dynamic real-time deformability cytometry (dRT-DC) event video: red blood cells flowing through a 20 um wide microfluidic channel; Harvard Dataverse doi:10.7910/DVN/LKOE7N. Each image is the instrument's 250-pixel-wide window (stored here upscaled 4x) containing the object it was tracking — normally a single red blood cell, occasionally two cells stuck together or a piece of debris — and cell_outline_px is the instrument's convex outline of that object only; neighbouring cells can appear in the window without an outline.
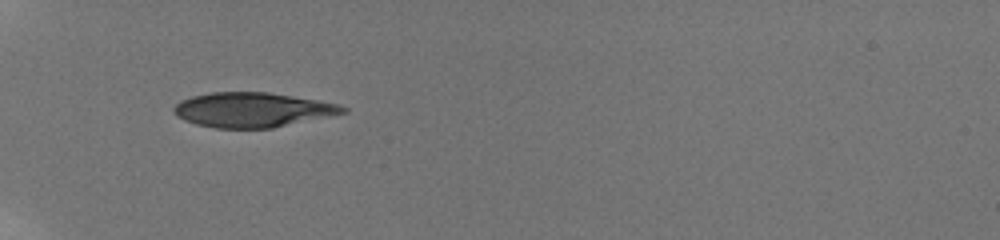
{"species": "human", "species_latin": "Homo sapiens", "temperature_condition": "room temperature", "stored_images_in_passage": 42, "camera_frame_rate_fps": 3000, "um_per_image_px": 0.085, "donor": {"sex": "male"}, "frame": {"image": 1, "passage_image": 1, "time_ms": 0.0, "image_size_px": [1000, 240], "cell_outline_px": [[348, 112], [272, 128], [216, 128], [196, 124], [184, 120], [176, 116], [172, 112], [172, 108], [180, 100], [192, 96], [212, 92], [268, 92], [340, 104], [348, 108]], "centroid_in_image_um": [21.43, 9.33], "position_along_channel_um": 63.6, "area_um2": 34.16}}
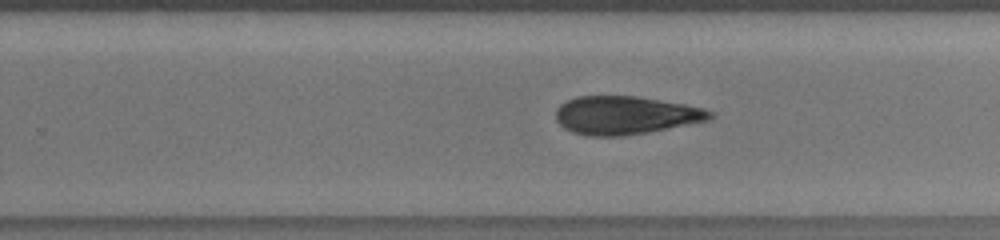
{"frame": {"image": 2, "passage_image": 22, "time_ms": 6.0, "image_size_px": [1000, 240], "cell_outline_px": [[716, 116], [708, 120], [648, 132], [624, 136], [584, 136], [572, 132], [564, 128], [556, 120], [556, 108], [560, 104], [576, 96], [636, 96], [684, 104], [704, 108], [716, 112]], "centroid_in_image_um": [53.16, 9.8], "position_along_channel_um": 276.6, "area_um2": 34.51}}
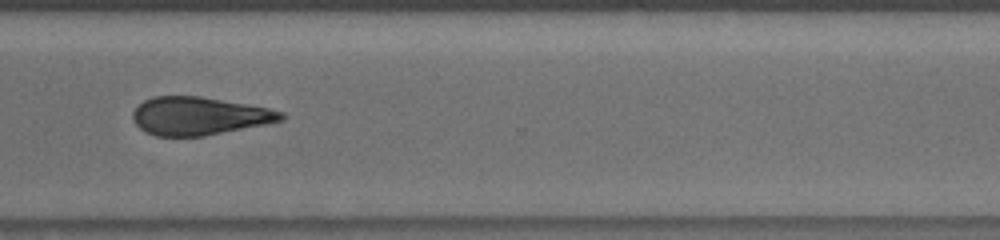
{"frame": {"image": 3, "passage_image": 28, "time_ms": 8.0, "image_size_px": [1000, 240], "cell_outline_px": [[288, 116], [284, 120], [268, 124], [204, 136], [156, 136], [140, 128], [136, 124], [132, 116], [132, 112], [144, 100], [152, 96], [200, 96], [268, 108], [284, 112]], "centroid_in_image_um": [16.96, 9.86], "position_along_channel_um": 353.6, "area_um2": 32.89}, "authors_computed_cell_mechanics": {"area_um2": 34.3332, "velocity_mm_per_s": 3.8409, "shape_relaxation_time_tau1_ms": null, "shape_relaxation_time_tau2_ms": 7.7533, "deformation_change_tau1": null, "deformation_change_tau2": 0.1465}}